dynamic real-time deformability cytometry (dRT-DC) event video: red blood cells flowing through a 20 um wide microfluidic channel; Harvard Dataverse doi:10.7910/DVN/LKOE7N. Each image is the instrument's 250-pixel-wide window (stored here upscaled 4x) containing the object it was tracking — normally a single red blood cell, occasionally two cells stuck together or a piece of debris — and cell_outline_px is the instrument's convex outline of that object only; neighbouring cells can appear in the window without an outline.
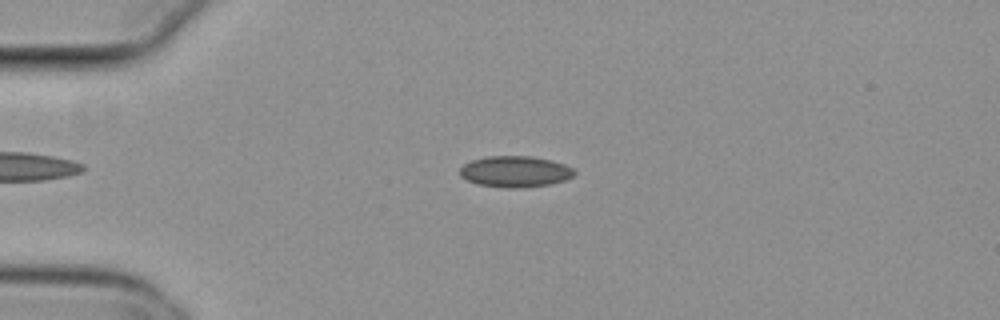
{"species": "common noctule bat (a hibernating species)", "species_latin": "Nyctalus noctula", "temperature_condition": "cold", "stored_images_in_passage": 44, "camera_frame_rate_fps": 3000, "um_per_image_px": 0.085, "animal": {"sex": "female", "body_mass_g": 29.2, "forearm_length_mm": 56.3}, "frame": {"image": 1, "passage_image": 3, "time_ms": 0.667, "image_size_px": [1000, 320], "cell_outline_px": [[576, 172], [572, 176], [564, 180], [548, 184], [516, 188], [504, 188], [476, 184], [460, 176], [460, 168], [464, 164], [472, 160], [488, 156], [532, 156], [552, 160], [564, 164], [572, 168]], "centroid_in_image_um": [43.76, 14.58], "position_along_channel_um": 41.2, "area_um2": 20.69}}
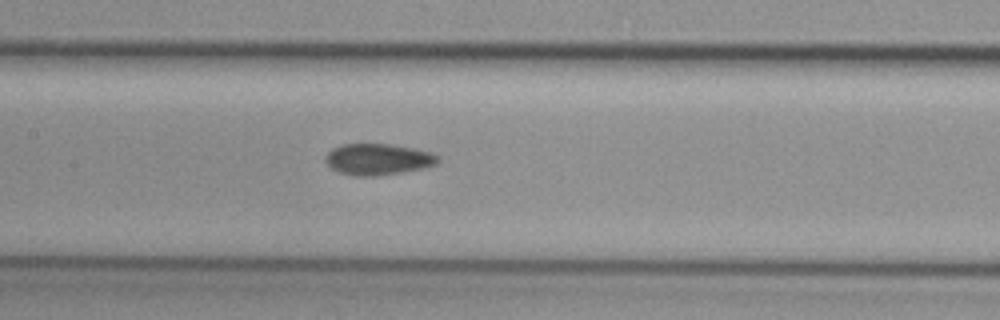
{"frame": {"image": 2, "passage_image": 16, "time_ms": 5.0, "image_size_px": [1000, 320], "cell_outline_px": [[440, 160], [436, 164], [420, 168], [400, 172], [368, 176], [356, 176], [340, 172], [332, 168], [324, 160], [324, 156], [332, 148], [344, 144], [392, 144], [432, 152], [440, 156]], "centroid_in_image_um": [32.12, 13.52], "position_along_channel_um": 175.3, "area_um2": 20.29}}
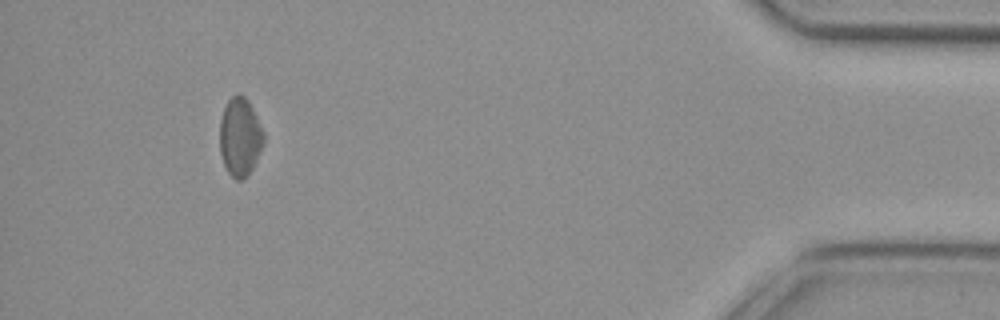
{"frame": {"image": 3, "passage_image": 40, "time_ms": 13.0, "image_size_px": [1000, 320], "cell_outline_px": [[264, 140], [256, 160], [252, 168], [240, 180], [236, 180], [228, 172], [224, 164], [220, 152], [220, 120], [224, 108], [228, 100], [236, 92], [240, 92], [248, 100], [264, 132]], "centroid_in_image_um": [20.39, 11.59], "position_along_channel_um": 414.8, "area_um2": 19.83}}